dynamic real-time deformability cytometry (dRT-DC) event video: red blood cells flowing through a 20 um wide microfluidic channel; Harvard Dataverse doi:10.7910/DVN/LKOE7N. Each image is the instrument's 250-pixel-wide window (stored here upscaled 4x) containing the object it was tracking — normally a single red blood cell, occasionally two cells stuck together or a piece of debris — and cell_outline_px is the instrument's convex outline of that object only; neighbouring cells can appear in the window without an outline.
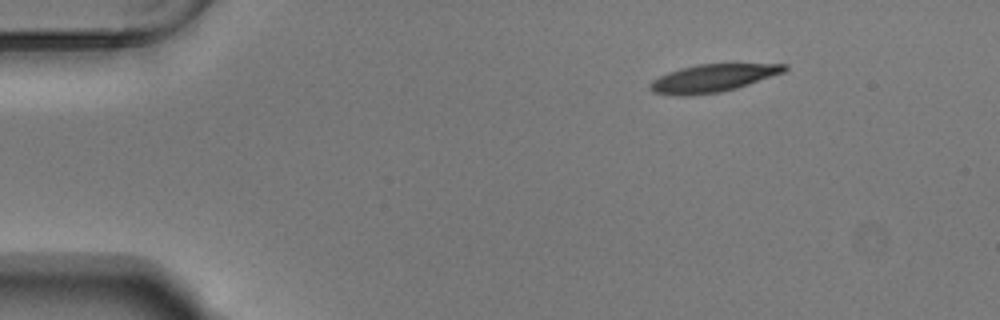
{"species": "Egyptian fruit bat (a non-hibernating species)", "species_latin": "Rousettus aegyptiacus", "temperature_condition": "warm", "stored_images_in_passage": 48, "camera_frame_rate_fps": 3000, "um_per_image_px": 0.085, "animal": {"sex": "male"}, "frame": {"image": 1, "passage_image": 1, "time_ms": 0.0, "image_size_px": [1000, 320], "cell_outline_px": [[788, 68], [784, 72], [736, 88], [720, 92], [688, 96], [676, 96], [652, 92], [648, 88], [648, 84], [652, 80], [668, 72], [680, 68], [700, 64], [788, 64]], "centroid_in_image_um": [60.53, 6.65], "position_along_channel_um": 24.5, "area_um2": 21.68}}
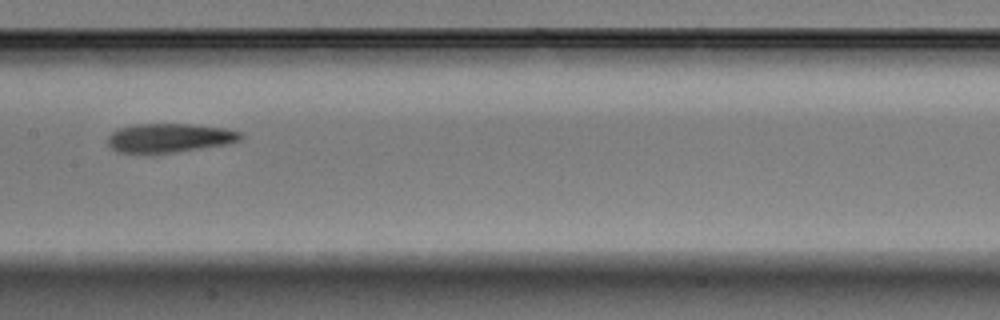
{"frame": {"image": 2, "passage_image": 21, "time_ms": 6.667, "image_size_px": [1000, 320], "cell_outline_px": [[244, 136], [240, 140], [228, 144], [152, 156], [148, 156], [116, 152], [108, 148], [108, 136], [112, 132], [120, 128], [136, 124], [192, 124], [224, 128], [240, 132]], "centroid_in_image_um": [14.33, 11.77], "position_along_channel_um": 193.1, "area_um2": 23.29}}
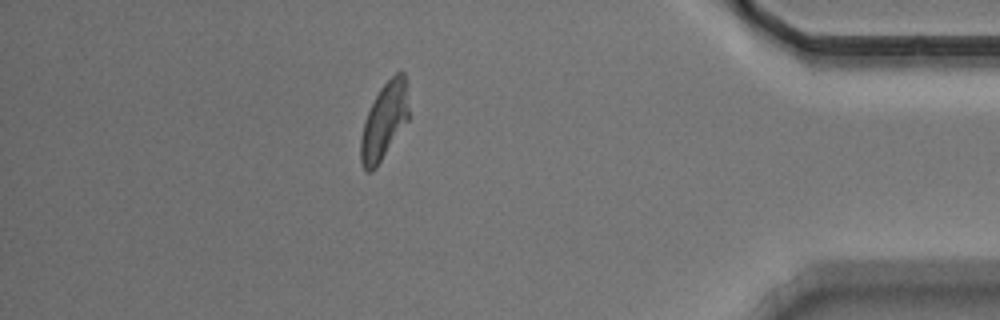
{"frame": {"image": 3, "passage_image": 41, "time_ms": 13.333, "image_size_px": [1000, 320], "cell_outline_px": [[408, 120], [376, 168], [372, 172], [368, 172], [364, 168], [360, 160], [360, 140], [364, 124], [368, 112], [380, 88], [396, 72], [404, 72], [408, 108]], "centroid_in_image_um": [32.64, 10.33], "position_along_channel_um": 402.6, "area_um2": 20.92}, "authors_computed_cell_mechanics": {"area_um2": 22.4264, "velocity_mm_per_s": 3.7077, "shape_relaxation_time_tau1_ms": 6.3783, "shape_relaxation_time_tau2_ms": 4.4094, "deformation_change_tau1": 0.1893, "deformation_change_tau2": 0.1345}}